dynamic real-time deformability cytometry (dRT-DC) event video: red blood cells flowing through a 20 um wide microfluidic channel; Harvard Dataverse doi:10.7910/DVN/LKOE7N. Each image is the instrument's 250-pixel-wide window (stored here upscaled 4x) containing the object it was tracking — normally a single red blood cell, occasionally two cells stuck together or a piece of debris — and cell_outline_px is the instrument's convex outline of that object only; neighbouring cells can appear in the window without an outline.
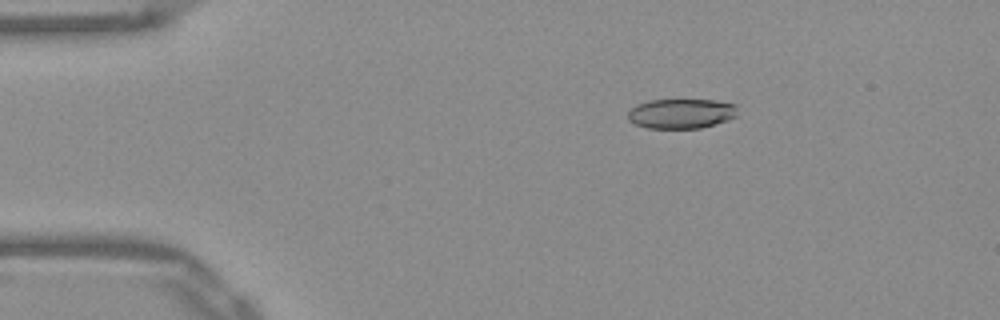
{"species": "Egyptian fruit bat (a non-hibernating species)", "species_latin": "Rousettus aegyptiacus", "temperature_condition": "warm", "stored_images_in_passage": 47, "camera_frame_rate_fps": 3000, "um_per_image_px": 0.085, "frame": {"image": 1, "passage_image": 4, "time_ms": 1.0, "image_size_px": [1000, 320], "cell_outline_px": [[736, 116], [728, 120], [716, 124], [700, 128], [648, 128], [636, 124], [628, 120], [628, 112], [632, 108], [648, 100], [716, 100], [736, 104]], "centroid_in_image_um": [57.93, 9.65], "position_along_channel_um": 27.1, "area_um2": 18.96}}
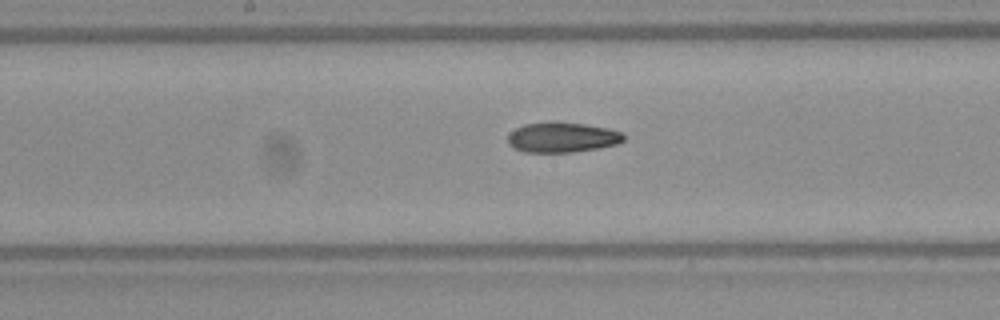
{"frame": {"image": 2, "passage_image": 22, "time_ms": 7.0, "image_size_px": [1000, 320], "cell_outline_px": [[624, 140], [616, 144], [596, 148], [572, 152], [524, 152], [512, 148], [508, 144], [508, 136], [516, 128], [524, 124], [584, 124], [608, 128], [624, 132]], "centroid_in_image_um": [47.8, 11.71], "position_along_channel_um": 200.4, "area_um2": 19.71}}
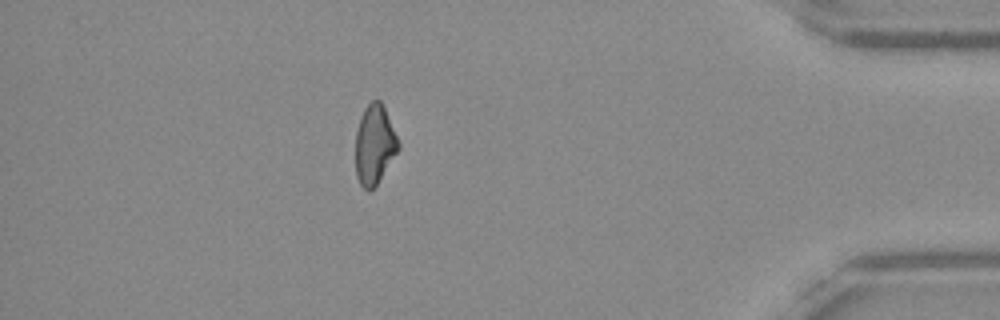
{"frame": {"image": 3, "passage_image": 41, "time_ms": 13.333, "image_size_px": [1000, 320], "cell_outline_px": [[400, 148], [376, 184], [368, 192], [360, 184], [356, 176], [356, 132], [360, 116], [364, 108], [372, 100], [380, 100], [384, 108], [400, 144]], "centroid_in_image_um": [31.82, 12.29], "position_along_channel_um": 403.4, "area_um2": 19.54}, "authors_computed_cell_mechanics": {"area_um2": 20.4612, "velocity_mm_per_s": 3.9167, "shape_relaxation_time_tau1_ms": null, "shape_relaxation_time_tau2_ms": 5.4945, "deformation_change_tau1": null, "deformation_change_tau2": 0.1238}}